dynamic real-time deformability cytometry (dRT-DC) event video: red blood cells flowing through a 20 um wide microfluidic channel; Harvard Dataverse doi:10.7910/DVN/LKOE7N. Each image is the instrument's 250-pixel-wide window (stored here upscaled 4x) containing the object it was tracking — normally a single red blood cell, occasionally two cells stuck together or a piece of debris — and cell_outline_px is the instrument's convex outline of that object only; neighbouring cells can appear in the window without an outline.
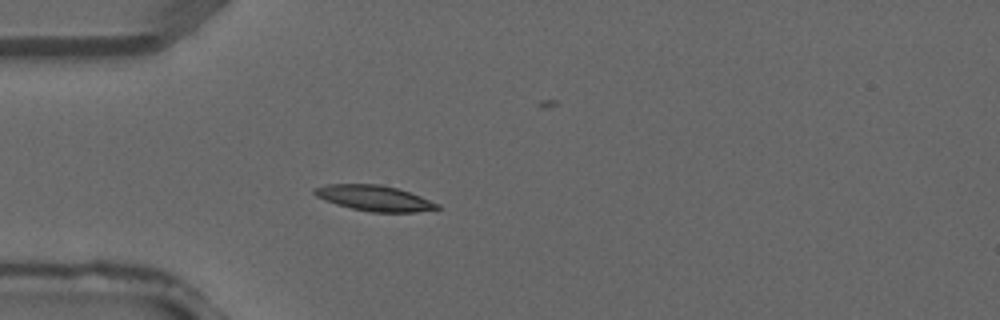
{"species": "common noctule bat (a hibernating species)", "species_latin": "Nyctalus noctula", "temperature_condition": "warm", "stored_images_in_passage": 2, "camera_frame_rate_fps": 3000, "um_per_image_px": 0.085, "animal": {"sex": "male", "forearm_length_mm": 52.5}, "frame": {"image": 1, "passage_image": 2, "time_ms": 0.333, "image_size_px": [1000, 320], "cell_outline_px": [[440, 208], [416, 212], [372, 212], [352, 208], [336, 204], [324, 200], [316, 196], [312, 192], [312, 188], [328, 184], [380, 184], [396, 188], [420, 196], [440, 204]], "centroid_in_image_um": [31.79, 16.84], "position_along_channel_um": 53.2, "area_um2": 18.21}}